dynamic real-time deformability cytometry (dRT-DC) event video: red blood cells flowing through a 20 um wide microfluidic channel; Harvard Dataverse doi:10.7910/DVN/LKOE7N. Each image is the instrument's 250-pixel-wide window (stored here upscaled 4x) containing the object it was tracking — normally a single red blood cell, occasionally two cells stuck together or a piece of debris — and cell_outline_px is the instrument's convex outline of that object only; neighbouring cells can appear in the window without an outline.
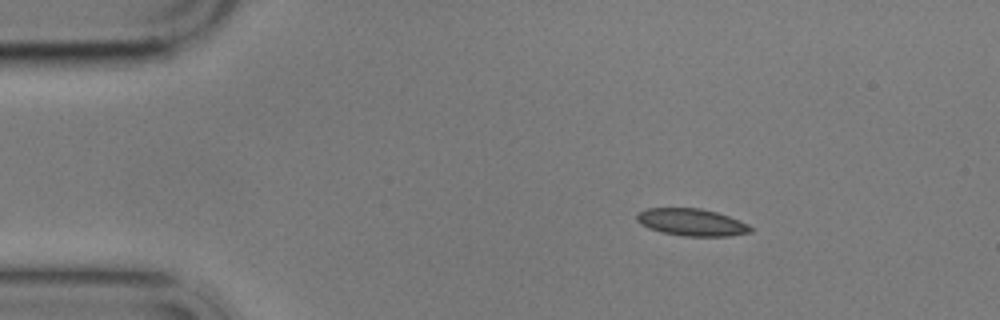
{"species": "common noctule bat (a hibernating species)", "species_latin": "Nyctalus noctula", "temperature_condition": "cold", "stored_images_in_passage": 2, "camera_frame_rate_fps": 3000, "um_per_image_px": 0.085, "animal": {"sex": "male", "body_mass_g": 17.9}, "frame": {"image": 1, "passage_image": 2, "time_ms": 1.0, "image_size_px": [1000, 320], "cell_outline_px": [[752, 232], [728, 236], [684, 236], [660, 232], [648, 228], [640, 224], [636, 220], [636, 212], [648, 208], [700, 208], [716, 212], [728, 216], [748, 224], [752, 228]], "centroid_in_image_um": [58.74, 18.89], "position_along_channel_um": 26.3, "area_um2": 18.09}}